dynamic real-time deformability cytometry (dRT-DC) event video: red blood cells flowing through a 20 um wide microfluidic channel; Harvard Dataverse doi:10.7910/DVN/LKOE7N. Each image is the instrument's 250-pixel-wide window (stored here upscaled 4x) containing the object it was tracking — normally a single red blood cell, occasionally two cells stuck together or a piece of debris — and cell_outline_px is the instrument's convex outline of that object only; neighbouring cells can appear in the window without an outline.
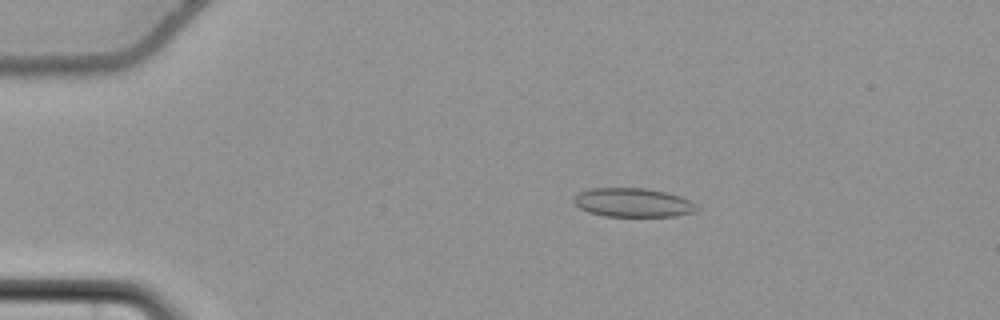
{"species": "common noctule bat (a hibernating species)", "species_latin": "Nyctalus noctula", "temperature_condition": "cold", "stored_images_in_passage": 58, "camera_frame_rate_fps": 3000, "um_per_image_px": 0.085, "animal": {"sex": "female", "body_mass_g": 22.7, "forearm_length_mm": 54.2}, "frame": {"image": 1, "passage_image": 13, "time_ms": 4.0, "image_size_px": [1000, 320], "cell_outline_px": [[700, 208], [696, 212], [676, 216], [604, 216], [588, 212], [580, 208], [572, 200], [580, 192], [592, 188], [644, 188], [664, 192], [680, 196], [692, 200]], "centroid_in_image_um": [53.85, 17.22], "position_along_channel_um": 31.1, "area_um2": 20.75}}
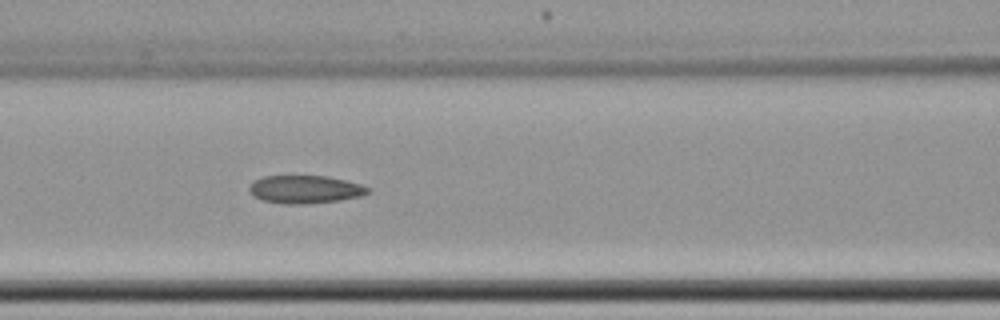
{"frame": {"image": 2, "passage_image": 27, "time_ms": 8.667, "image_size_px": [1000, 320], "cell_outline_px": [[372, 192], [360, 196], [340, 200], [308, 204], [284, 204], [264, 200], [256, 196], [248, 188], [256, 180], [264, 176], [328, 176], [360, 184], [372, 188]], "centroid_in_image_um": [26.01, 16.1], "position_along_channel_um": 140.6, "area_um2": 19.19}}
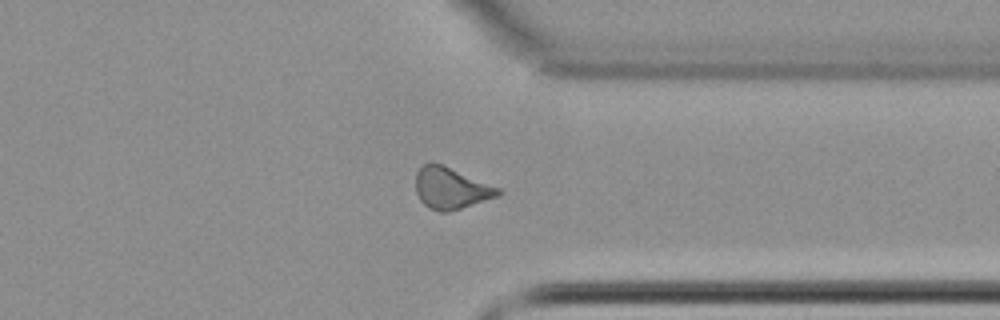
{"frame": {"image": 3, "passage_image": 46, "time_ms": 15.0, "image_size_px": [1000, 320], "cell_outline_px": [[504, 192], [496, 196], [448, 212], [440, 212], [428, 208], [420, 200], [416, 192], [416, 172], [424, 164], [432, 160], [444, 164], [500, 188]], "centroid_in_image_um": [38.3, 15.96], "position_along_channel_um": 373.1, "area_um2": 20.06}, "authors_computed_cell_mechanics": {"area_um2": 19.6809, "velocity_mm_per_s": 3.6906, "shape_relaxation_time_tau1_ms": null, "shape_relaxation_time_tau2_ms": 5.9567, "deformation_change_tau1": null, "deformation_change_tau2": 0.1229}}